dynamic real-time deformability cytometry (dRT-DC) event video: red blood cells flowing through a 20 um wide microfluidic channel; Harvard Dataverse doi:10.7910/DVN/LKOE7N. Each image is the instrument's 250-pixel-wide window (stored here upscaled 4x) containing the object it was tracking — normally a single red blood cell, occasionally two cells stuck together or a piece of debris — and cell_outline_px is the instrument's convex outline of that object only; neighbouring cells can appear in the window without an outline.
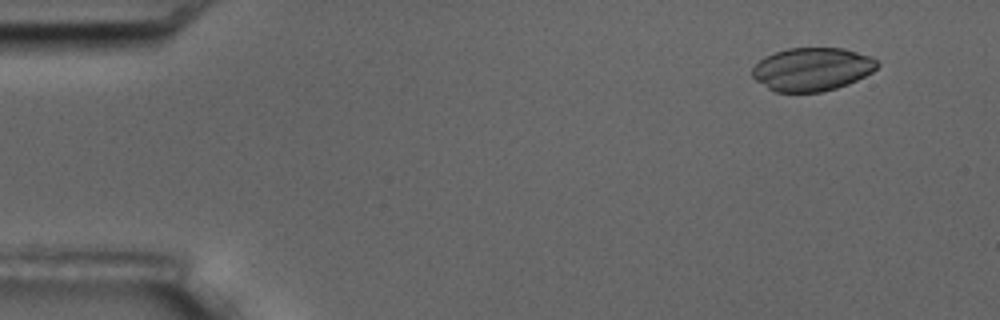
{"species": "common noctule bat (a hibernating species)", "species_latin": "Nyctalus noctula", "temperature_condition": "room temperature", "stored_images_in_passage": 16, "camera_frame_rate_fps": 3000, "um_per_image_px": 0.085, "animal": {"sex": "male", "body_mass_g": 17.5, "forearm_length_mm": 52.3}, "frame": {"image": 1, "passage_image": 1, "time_ms": 0.0, "image_size_px": [1000, 320], "cell_outline_px": [[880, 64], [872, 72], [848, 84], [836, 88], [820, 92], [776, 92], [768, 88], [756, 80], [752, 76], [752, 68], [764, 56], [788, 48], [844, 48], [872, 56], [880, 60]], "centroid_in_image_um": [69.05, 5.88], "position_along_channel_um": 15.9, "area_um2": 31.62}}